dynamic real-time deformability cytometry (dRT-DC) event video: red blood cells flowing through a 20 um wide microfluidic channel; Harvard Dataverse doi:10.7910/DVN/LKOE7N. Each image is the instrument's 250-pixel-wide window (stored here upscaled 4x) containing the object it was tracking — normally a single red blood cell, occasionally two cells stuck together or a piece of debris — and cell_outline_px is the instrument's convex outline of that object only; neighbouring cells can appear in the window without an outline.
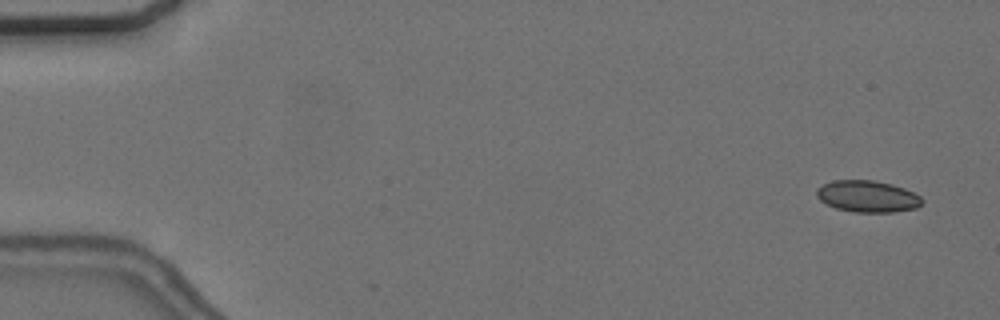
{"species": "common noctule bat (a hibernating species)", "species_latin": "Nyctalus noctula", "temperature_condition": "cold", "stored_images_in_passage": 5, "camera_frame_rate_fps": 3000, "um_per_image_px": 0.085, "animal": {"sex": "female", "body_mass_g": 24.6, "forearm_length_mm": 56.2}, "frame": {"image": 1, "passage_image": 3, "time_ms": 0.667, "image_size_px": [1000, 320], "cell_outline_px": [[924, 200], [916, 208], [892, 212], [852, 212], [836, 208], [820, 200], [816, 196], [816, 188], [832, 180], [872, 180], [892, 184], [904, 188], [920, 196]], "centroid_in_image_um": [73.72, 16.69], "position_along_channel_um": 11.3, "area_um2": 19.42}}